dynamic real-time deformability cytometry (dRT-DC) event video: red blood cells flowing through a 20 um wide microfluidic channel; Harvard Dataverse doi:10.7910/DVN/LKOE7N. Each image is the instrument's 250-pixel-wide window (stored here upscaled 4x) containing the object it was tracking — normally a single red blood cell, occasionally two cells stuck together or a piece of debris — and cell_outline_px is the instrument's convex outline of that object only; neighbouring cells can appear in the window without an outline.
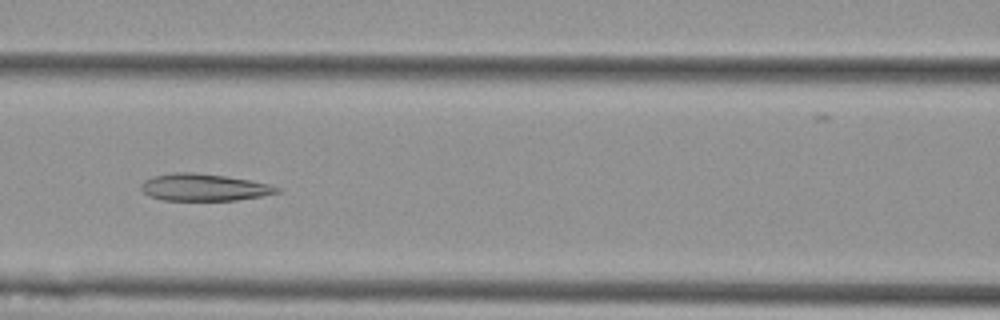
{"species": "Egyptian fruit bat (a non-hibernating species)", "species_latin": "Rousettus aegyptiacus", "temperature_condition": "cold", "stored_images_in_passage": 7, "camera_frame_rate_fps": 3000, "um_per_image_px": 0.085, "animal": {"sex": "female"}, "frame": {"image": 1, "passage_image": 6, "time_ms": 1.667, "image_size_px": [1000, 320], "cell_outline_px": [[280, 192], [260, 196], [236, 200], [164, 200], [148, 196], [140, 188], [140, 184], [144, 180], [156, 176], [172, 172], [196, 172], [224, 176], [248, 180], [268, 184], [280, 188]], "centroid_in_image_um": [17.29, 15.92], "position_along_channel_um": 149.3, "area_um2": 21.27}}
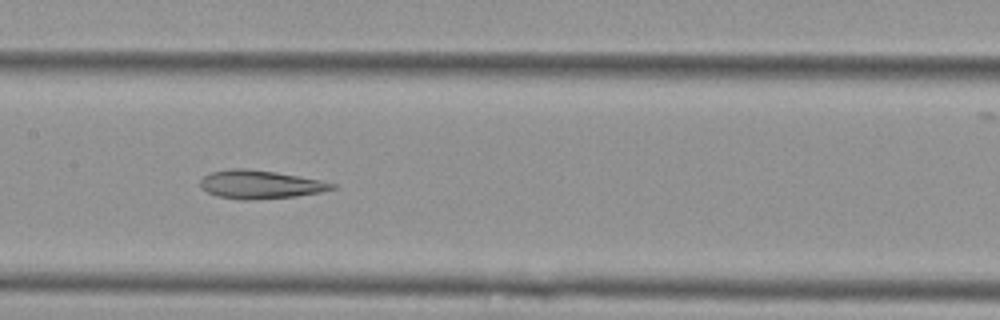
{"frame": {"image": 2, "passage_image": 7, "time_ms": 2.0, "image_size_px": [1000, 320], "cell_outline_px": [[336, 188], [320, 192], [296, 196], [248, 200], [244, 200], [216, 196], [200, 188], [200, 180], [204, 176], [212, 172], [228, 168], [248, 168], [276, 172], [320, 180], [336, 184]], "centroid_in_image_um": [22.08, 15.67], "position_along_channel_um": 185.3, "area_um2": 21.79}}